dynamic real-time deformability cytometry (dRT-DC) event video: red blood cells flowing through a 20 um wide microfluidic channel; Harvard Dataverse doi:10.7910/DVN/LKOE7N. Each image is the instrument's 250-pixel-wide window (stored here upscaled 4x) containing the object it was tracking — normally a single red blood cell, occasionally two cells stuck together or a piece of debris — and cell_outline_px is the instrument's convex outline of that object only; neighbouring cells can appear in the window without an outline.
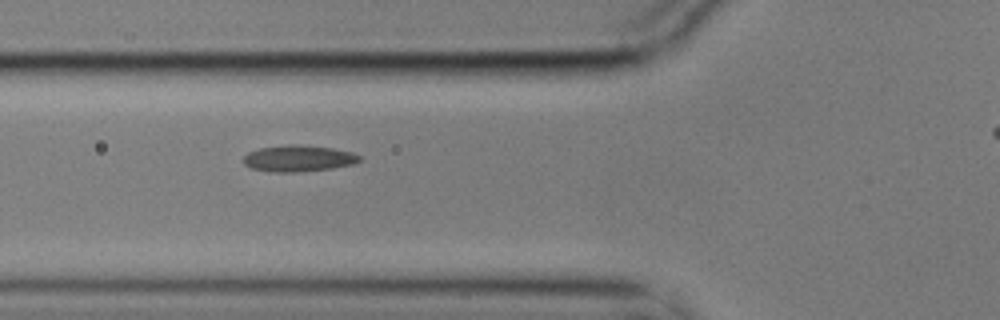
{"species": "common noctule bat (a hibernating species)", "species_latin": "Nyctalus noctula", "temperature_condition": "cold", "stored_images_in_passage": 3, "camera_frame_rate_fps": 3000, "um_per_image_px": 0.085, "animal": {"sex": "male", "body_mass_g": 17.9}, "frame": {"image": 1, "passage_image": 2, "time_ms": 0.333, "image_size_px": [1000, 320], "cell_outline_px": [[360, 160], [352, 164], [332, 168], [296, 172], [268, 172], [248, 168], [244, 164], [244, 156], [248, 152], [260, 148], [292, 144], [296, 144], [332, 148], [352, 152], [360, 156]], "centroid_in_image_um": [25.32, 13.47], "position_along_channel_um": 100.5, "area_um2": 17.8}}
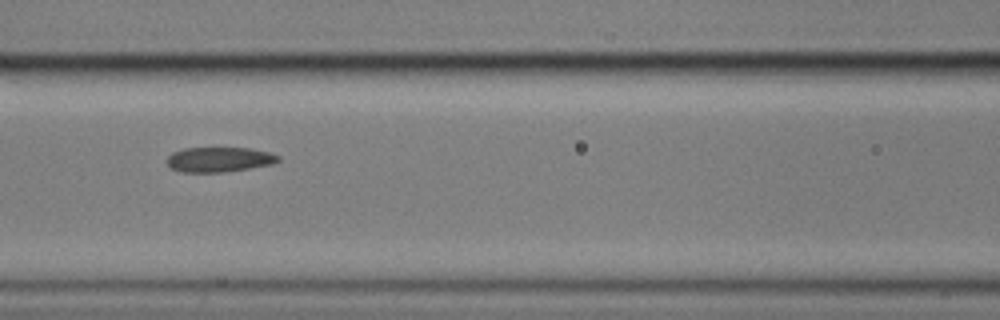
{"frame": {"image": 2, "passage_image": 3, "time_ms": 0.667, "image_size_px": [1000, 320], "cell_outline_px": [[280, 160], [272, 164], [224, 172], [184, 172], [172, 168], [164, 160], [172, 152], [184, 148], [248, 148], [268, 152], [280, 156]], "centroid_in_image_um": [18.6, 13.55], "position_along_channel_um": 148.0, "area_um2": 16.07}}